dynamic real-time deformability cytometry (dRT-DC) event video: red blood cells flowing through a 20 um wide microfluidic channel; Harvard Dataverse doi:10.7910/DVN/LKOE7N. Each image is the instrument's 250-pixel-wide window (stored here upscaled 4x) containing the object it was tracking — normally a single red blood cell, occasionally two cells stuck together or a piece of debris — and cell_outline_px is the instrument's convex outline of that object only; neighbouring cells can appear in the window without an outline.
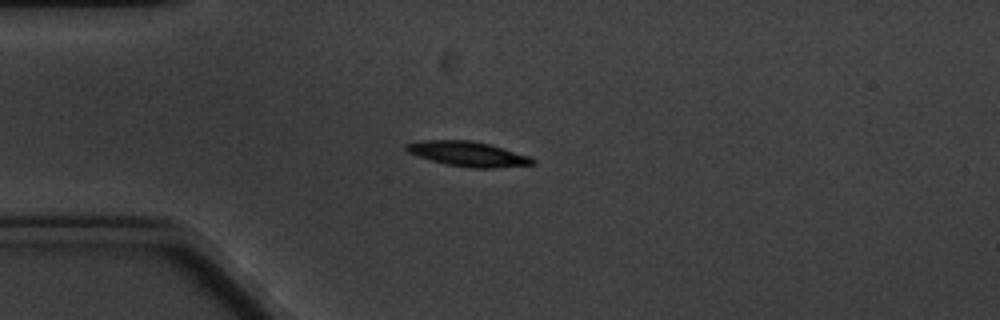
{"species": "common noctule bat (a hibernating species)", "species_latin": "Nyctalus noctula", "temperature_condition": "cold", "stored_images_in_passage": 6, "camera_frame_rate_fps": 3000, "um_per_image_px": 0.085, "animal": {"sex": "male", "body_mass_g": 20.1, "forearm_length_mm": 53.5}, "frame": {"image": 1, "passage_image": 3, "time_ms": 2.333, "image_size_px": [1000, 320], "cell_outline_px": [[536, 164], [492, 168], [472, 168], [448, 164], [432, 160], [408, 152], [404, 148], [404, 144], [420, 140], [472, 140], [488, 144], [528, 156], [536, 160]], "centroid_in_image_um": [39.76, 13.07], "position_along_channel_um": 45.2, "area_um2": 18.03}}